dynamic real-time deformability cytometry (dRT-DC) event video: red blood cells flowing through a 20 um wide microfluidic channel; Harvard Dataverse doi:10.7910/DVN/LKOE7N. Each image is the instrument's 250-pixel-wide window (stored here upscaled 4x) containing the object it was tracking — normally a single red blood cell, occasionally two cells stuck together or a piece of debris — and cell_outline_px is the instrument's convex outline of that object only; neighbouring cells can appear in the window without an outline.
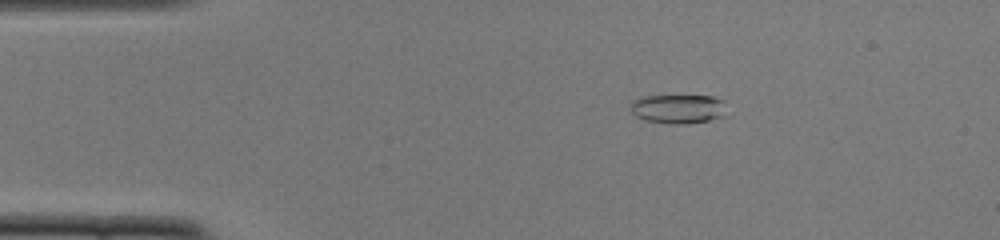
{"species": "common noctule bat (a hibernating species)", "species_latin": "Nyctalus noctula", "temperature_condition": "cold", "stored_images_in_passage": 52, "camera_frame_rate_fps": 3000, "um_per_image_px": 0.085, "animal": {"sex": "female", "body_mass_g": 22.0, "forearm_length_mm": 56.7}, "frame": {"image": 1, "passage_image": 9, "time_ms": 2.667, "image_size_px": [1000, 240], "cell_outline_px": [[724, 100], [720, 116], [708, 120], [688, 124], [676, 124], [644, 120], [636, 116], [632, 112], [632, 100], [640, 96], [712, 96]], "centroid_in_image_um": [57.57, 9.24], "position_along_channel_um": 27.4, "area_um2": 15.95}}
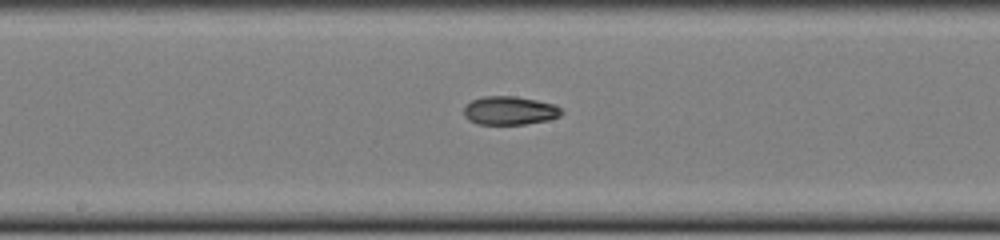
{"frame": {"image": 2, "passage_image": 27, "time_ms": 8.667, "image_size_px": [1000, 240], "cell_outline_px": [[564, 112], [560, 116], [548, 120], [524, 124], [476, 124], [468, 120], [464, 116], [464, 104], [472, 100], [484, 96], [516, 96], [556, 104]], "centroid_in_image_um": [43.31, 9.39], "position_along_channel_um": 204.9, "area_um2": 16.42}}
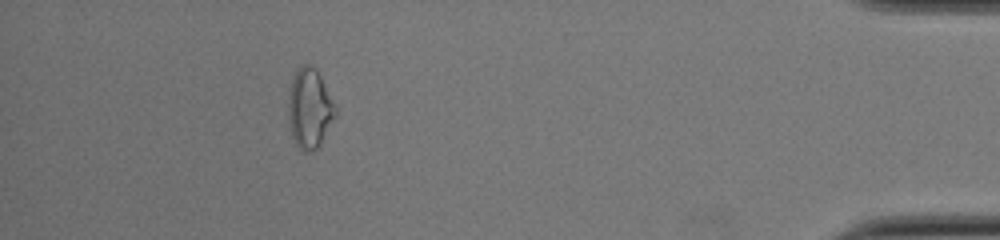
{"frame": {"image": 3, "passage_image": 47, "time_ms": 15.333, "image_size_px": [1000, 240], "cell_outline_px": [[336, 116], [320, 144], [312, 152], [304, 152], [296, 144], [292, 136], [288, 120], [288, 96], [292, 76], [300, 64], [308, 64], [316, 68], [336, 108]], "centroid_in_image_um": [26.29, 9.2], "position_along_channel_um": 408.9, "area_um2": 21.91}, "authors_computed_cell_mechanics": {"area_um2": 16.8198, "velocity_mm_per_s": 3.8847, "shape_relaxation_time_tau1_ms": null, "shape_relaxation_time_tau2_ms": 5.1707, "deformation_change_tau1": null, "deformation_change_tau2": 0.0773}}